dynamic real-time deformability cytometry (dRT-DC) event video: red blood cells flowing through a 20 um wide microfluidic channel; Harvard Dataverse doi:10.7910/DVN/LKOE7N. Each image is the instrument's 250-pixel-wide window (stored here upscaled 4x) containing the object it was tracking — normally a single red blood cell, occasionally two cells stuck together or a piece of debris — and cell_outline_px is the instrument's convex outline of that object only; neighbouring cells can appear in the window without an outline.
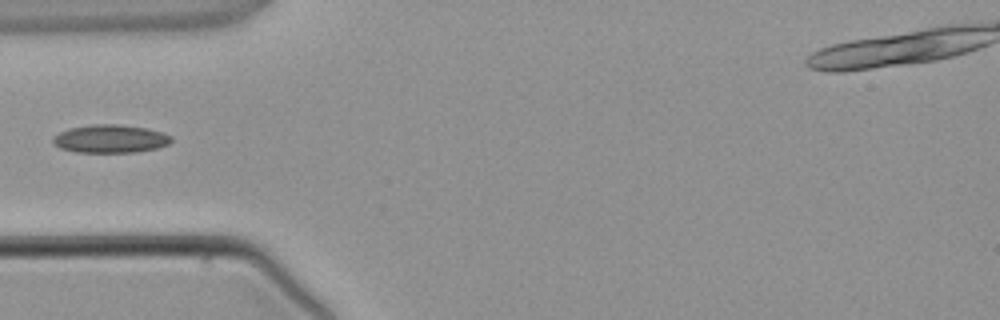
{"species": "common noctule bat (a hibernating species)", "species_latin": "Nyctalus noctula", "temperature_condition": "warm", "stored_images_in_passage": 3, "camera_frame_rate_fps": 3000, "um_per_image_px": 0.085, "animal": {"sex": "male", "body_mass_g": 21.5, "forearm_length_mm": 52.0}, "frame": {"image": 1, "passage_image": 3, "time_ms": 3.0, "image_size_px": [1000, 320], "cell_outline_px": [[172, 140], [168, 144], [156, 148], [136, 152], [76, 152], [60, 148], [52, 144], [52, 136], [68, 128], [92, 124], [116, 124], [148, 128], [172, 136]], "centroid_in_image_um": [9.33, 11.79], "position_along_channel_um": 75.7, "area_um2": 19.48}}